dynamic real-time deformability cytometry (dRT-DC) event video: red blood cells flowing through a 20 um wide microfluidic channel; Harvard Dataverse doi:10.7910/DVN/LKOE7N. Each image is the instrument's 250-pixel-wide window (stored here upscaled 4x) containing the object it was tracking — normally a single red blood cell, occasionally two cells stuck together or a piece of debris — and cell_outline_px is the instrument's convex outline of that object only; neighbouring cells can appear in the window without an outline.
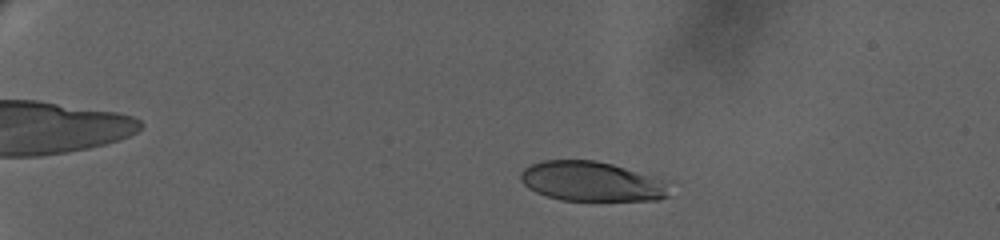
{"species": "human", "species_latin": "Homo sapiens", "temperature_condition": "warm", "stored_images_in_passage": 51, "camera_frame_rate_fps": 3000, "um_per_image_px": 0.085, "donor": {"sex": "female"}, "frame": {"image": 1, "passage_image": 7, "time_ms": 4.667, "image_size_px": [1000, 240], "cell_outline_px": [[668, 196], [660, 200], [560, 200], [536, 192], [528, 188], [520, 180], [520, 172], [524, 168], [540, 160], [596, 160], [612, 164], [668, 180]], "centroid_in_image_um": [50.3, 15.41], "position_along_channel_um": 34.7, "area_um2": 34.62}}
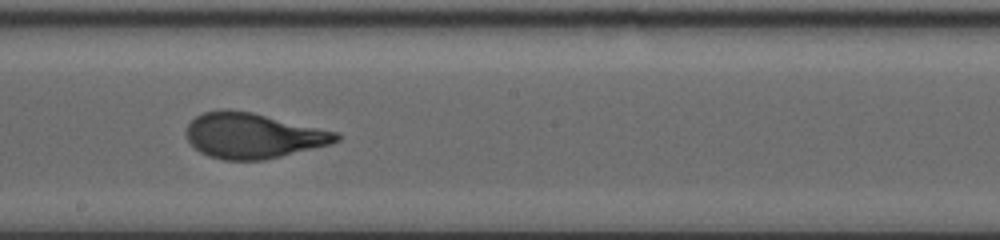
{"frame": {"image": 2, "passage_image": 31, "time_ms": 14.0, "image_size_px": [1000, 240], "cell_outline_px": [[340, 140], [328, 144], [264, 160], [224, 160], [208, 156], [200, 152], [184, 136], [188, 124], [196, 116], [204, 112], [224, 108], [228, 108], [252, 112], [340, 132]], "centroid_in_image_um": [21.48, 11.51], "position_along_channel_um": 226.7, "area_um2": 39.71}}
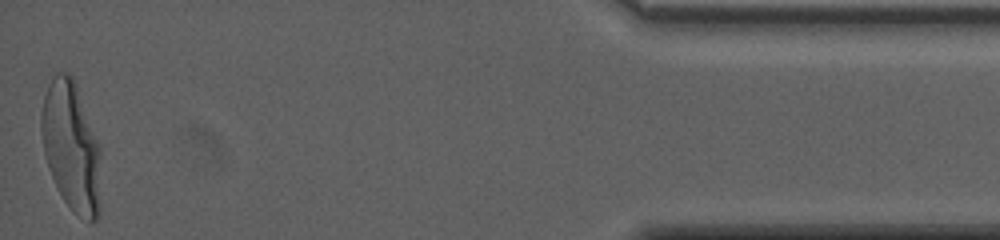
{"frame": {"image": 3, "passage_image": 51, "time_ms": 22.333, "image_size_px": [1000, 240], "cell_outline_px": [[100, 216], [92, 224], [72, 212], [64, 200], [48, 168], [44, 152], [40, 128], [40, 116], [44, 96], [48, 84], [52, 76], [56, 72], [68, 72], [72, 76], [100, 144]], "centroid_in_image_um": [6.07, 12.49], "position_along_channel_um": 429.1, "area_um2": 45.32}, "authors_computed_cell_mechanics": {"area_um2": 39.3618, "velocity_mm_per_s": 3.1882, "shape_relaxation_time_tau1_ms": 4.9539, "shape_relaxation_time_tau2_ms": null, "deformation_change_tau1": 0.2358, "deformation_change_tau2": null}}